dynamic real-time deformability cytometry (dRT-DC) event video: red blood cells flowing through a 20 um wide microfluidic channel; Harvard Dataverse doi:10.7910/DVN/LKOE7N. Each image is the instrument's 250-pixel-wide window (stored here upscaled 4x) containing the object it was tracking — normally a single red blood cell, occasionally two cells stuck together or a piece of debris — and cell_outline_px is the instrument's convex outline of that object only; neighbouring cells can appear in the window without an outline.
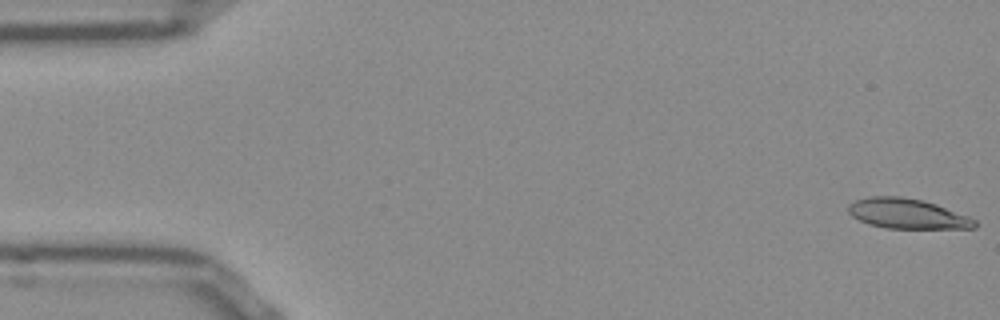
{"species": "Egyptian fruit bat (a non-hibernating species)", "species_latin": "Rousettus aegyptiacus", "temperature_condition": "room temperature", "stored_images_in_passage": 16, "camera_frame_rate_fps": 3000, "um_per_image_px": 0.085, "frame": {"image": 1, "passage_image": 1, "time_ms": 0.0, "image_size_px": [1000, 320], "cell_outline_px": [[976, 228], [884, 228], [868, 224], [852, 216], [848, 212], [848, 204], [856, 200], [868, 196], [900, 196], [920, 200], [936, 204], [968, 216], [976, 220]], "centroid_in_image_um": [77.09, 18.16], "position_along_channel_um": 7.9, "area_um2": 22.02}}
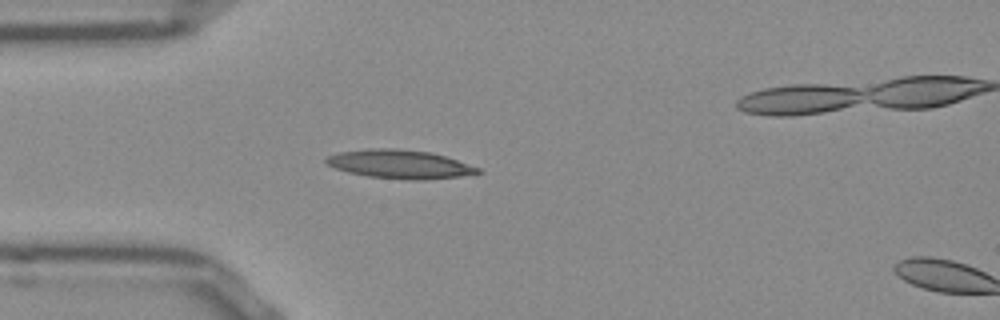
{"frame": {"image": 2, "passage_image": 14, "time_ms": 4.333, "image_size_px": [1000, 320], "cell_outline_px": [[484, 172], [460, 176], [424, 180], [408, 180], [368, 176], [348, 172], [336, 168], [328, 164], [324, 160], [328, 156], [340, 152], [368, 148], [396, 148], [432, 152], [480, 168]], "centroid_in_image_um": [33.99, 13.95], "position_along_channel_um": 51.0, "area_um2": 25.26}}